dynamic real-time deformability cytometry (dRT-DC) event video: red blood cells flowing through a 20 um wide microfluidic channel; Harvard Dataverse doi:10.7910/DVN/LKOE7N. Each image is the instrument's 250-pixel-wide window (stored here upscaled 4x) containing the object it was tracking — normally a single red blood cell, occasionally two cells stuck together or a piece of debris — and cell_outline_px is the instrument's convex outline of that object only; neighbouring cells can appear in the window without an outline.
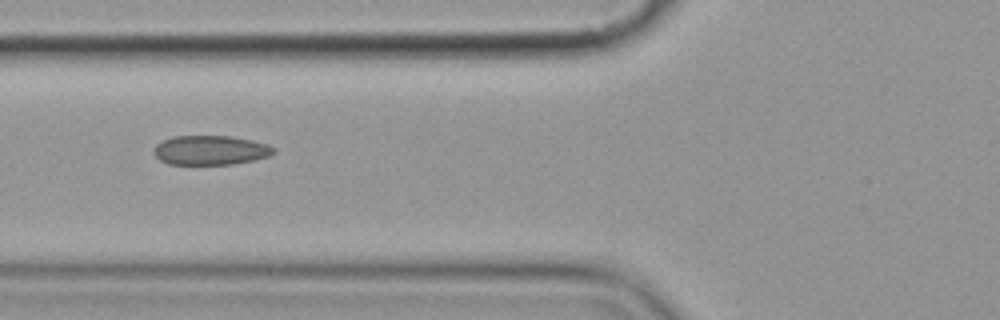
{"species": "common noctule bat (a hibernating species)", "species_latin": "Nyctalus noctula", "temperature_condition": "cold", "stored_images_in_passage": 13, "camera_frame_rate_fps": 3000, "um_per_image_px": 0.085, "animal": {"sex": "female", "body_mass_g": 19.9}, "frame": {"image": 1, "passage_image": 3, "time_ms": 2.0, "image_size_px": [1000, 320], "cell_outline_px": [[276, 152], [268, 156], [252, 160], [232, 164], [168, 164], [160, 160], [152, 152], [156, 144], [172, 136], [232, 136], [252, 140], [268, 144], [276, 148]], "centroid_in_image_um": [17.89, 12.76], "position_along_channel_um": 107.9, "area_um2": 20.58}}
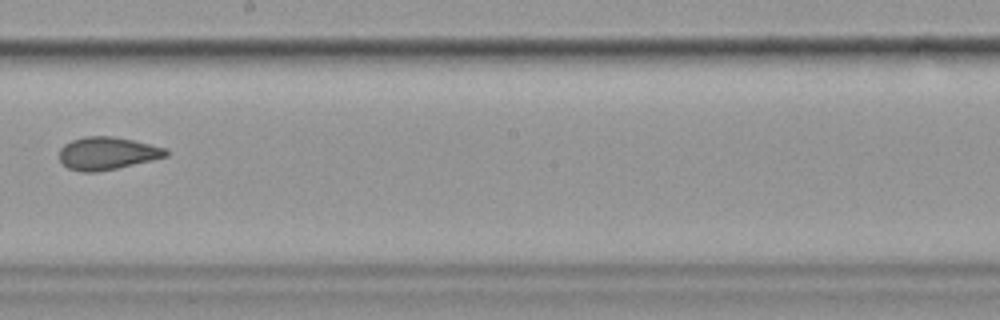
{"frame": {"image": 2, "passage_image": 6, "time_ms": 5.667, "image_size_px": [1000, 320], "cell_outline_px": [[168, 156], [152, 160], [116, 168], [96, 172], [80, 172], [68, 168], [60, 160], [60, 148], [64, 144], [72, 140], [84, 136], [112, 136], [132, 140], [168, 148]], "centroid_in_image_um": [9.11, 13.03], "position_along_channel_um": 239.1, "area_um2": 20.29}}
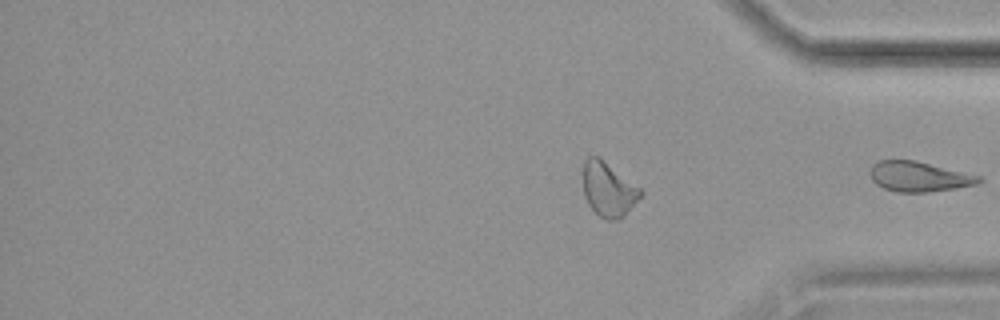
{"frame": {"image": 3, "passage_image": 13, "time_ms": 14.667, "image_size_px": [1000, 320], "cell_outline_px": [[984, 180], [976, 184], [956, 188], [928, 192], [896, 192], [884, 188], [876, 184], [872, 180], [872, 164], [876, 160], [916, 160], [984, 176]], "centroid_in_image_um": [78.17, 15.0], "position_along_channel_um": 357.0, "area_um2": 19.25}}